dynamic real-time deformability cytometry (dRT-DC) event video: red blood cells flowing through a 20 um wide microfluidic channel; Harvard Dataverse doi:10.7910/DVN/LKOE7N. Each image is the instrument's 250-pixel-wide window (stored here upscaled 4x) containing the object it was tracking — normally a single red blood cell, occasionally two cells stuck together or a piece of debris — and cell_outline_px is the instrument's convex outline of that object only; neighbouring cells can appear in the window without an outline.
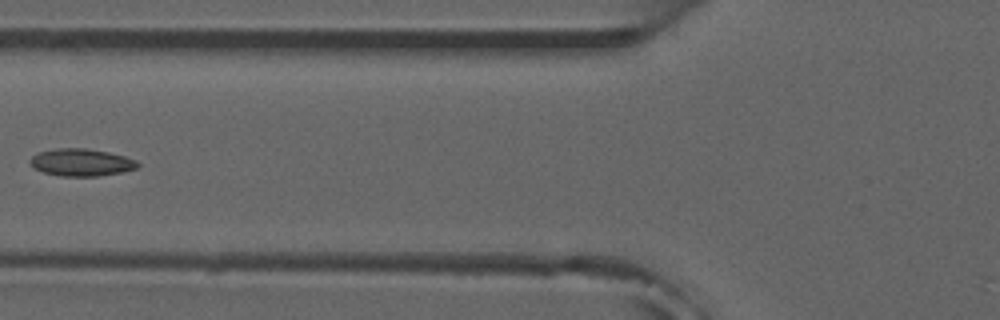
{"species": "common noctule bat (a hibernating species)", "species_latin": "Nyctalus noctula", "temperature_condition": "room temperature", "stored_images_in_passage": 8, "camera_frame_rate_fps": 3000, "um_per_image_px": 0.085, "animal": {"sex": "male", "forearm_length_mm": 52.5}, "frame": {"image": 1, "passage_image": 7, "time_ms": 8.0, "image_size_px": [1000, 320], "cell_outline_px": [[140, 164], [136, 168], [120, 172], [100, 176], [60, 176], [44, 172], [36, 168], [28, 160], [36, 152], [56, 148], [84, 148], [108, 152], [124, 156], [136, 160]], "centroid_in_image_um": [6.89, 13.79], "position_along_channel_um": 118.9, "area_um2": 17.05}}
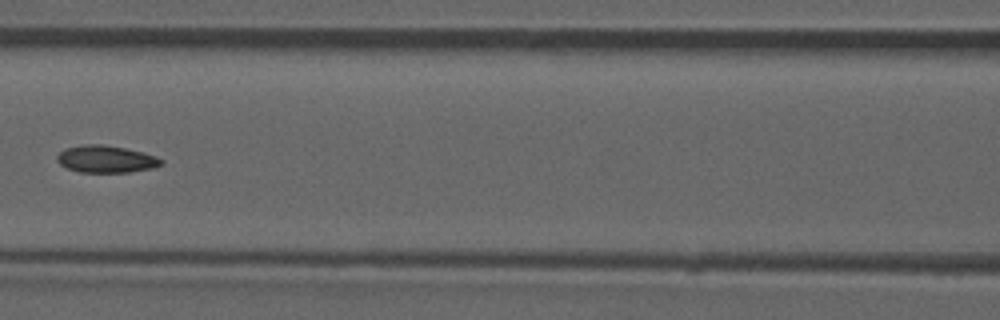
{"frame": {"image": 2, "passage_image": 8, "time_ms": 9.0, "image_size_px": [1000, 320], "cell_outline_px": [[164, 164], [152, 168], [128, 172], [80, 172], [68, 168], [60, 164], [56, 160], [56, 156], [64, 148], [84, 144], [100, 144], [124, 148], [156, 156], [164, 160]], "centroid_in_image_um": [9.0, 13.52], "position_along_channel_um": 157.6, "area_um2": 16.42}}